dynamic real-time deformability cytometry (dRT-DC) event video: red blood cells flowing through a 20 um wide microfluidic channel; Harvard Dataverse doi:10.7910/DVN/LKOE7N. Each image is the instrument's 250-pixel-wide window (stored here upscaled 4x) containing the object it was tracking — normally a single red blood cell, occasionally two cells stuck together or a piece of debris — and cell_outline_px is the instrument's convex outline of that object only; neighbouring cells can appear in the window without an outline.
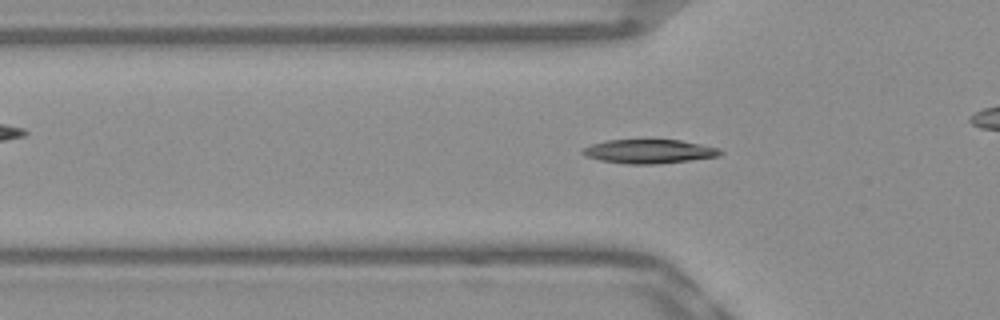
{"species": "Egyptian fruit bat (a non-hibernating species)", "species_latin": "Rousettus aegyptiacus", "temperature_condition": "warm", "stored_images_in_passage": 37, "camera_frame_rate_fps": 3000, "um_per_image_px": 0.085, "frame": {"image": 1, "passage_image": 8, "time_ms": 2.333, "image_size_px": [1000, 320], "cell_outline_px": [[724, 152], [720, 156], [656, 164], [628, 164], [600, 160], [584, 156], [580, 152], [580, 148], [592, 144], [608, 140], [680, 140], [720, 148]], "centroid_in_image_um": [55.14, 12.87], "position_along_channel_um": 70.7, "area_um2": 19.25}}
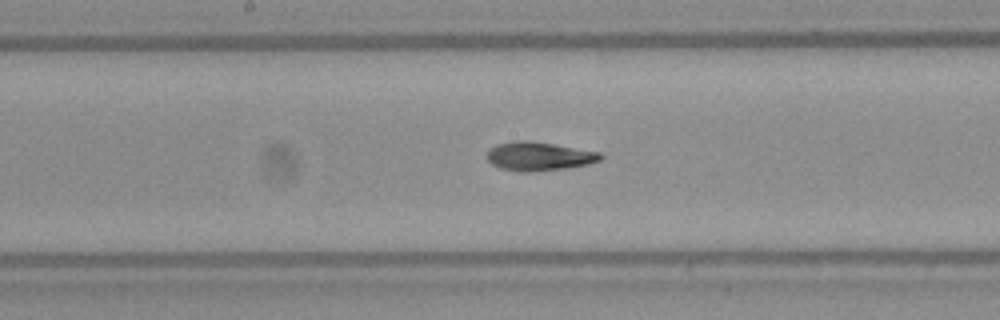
{"frame": {"image": 2, "passage_image": 18, "time_ms": 5.667, "image_size_px": [1000, 320], "cell_outline_px": [[604, 156], [600, 160], [588, 164], [568, 168], [532, 172], [520, 172], [500, 168], [492, 164], [484, 156], [496, 144], [516, 140], [524, 140], [552, 144], [600, 152]], "centroid_in_image_um": [45.79, 13.29], "position_along_channel_um": 202.4, "area_um2": 19.02}}
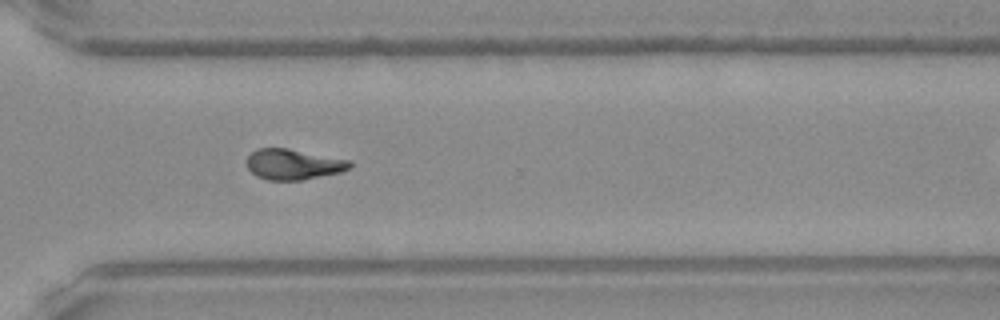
{"frame": {"image": 3, "passage_image": 29, "time_ms": 9.333, "image_size_px": [1000, 320], "cell_outline_px": [[352, 164], [348, 168], [340, 172], [300, 180], [268, 180], [256, 176], [248, 168], [248, 156], [256, 148], [288, 148], [352, 160]], "centroid_in_image_um": [24.94, 13.95], "position_along_channel_um": 345.7, "area_um2": 18.26}, "authors_computed_cell_mechanics": {"area_um2": 18.6694, "velocity_mm_per_s": 3.917, "shape_relaxation_time_tau1_ms": 7.6374, "shape_relaxation_time_tau2_ms": 4.705, "deformation_change_tau1": 0.222, "deformation_change_tau2": 0.121}}